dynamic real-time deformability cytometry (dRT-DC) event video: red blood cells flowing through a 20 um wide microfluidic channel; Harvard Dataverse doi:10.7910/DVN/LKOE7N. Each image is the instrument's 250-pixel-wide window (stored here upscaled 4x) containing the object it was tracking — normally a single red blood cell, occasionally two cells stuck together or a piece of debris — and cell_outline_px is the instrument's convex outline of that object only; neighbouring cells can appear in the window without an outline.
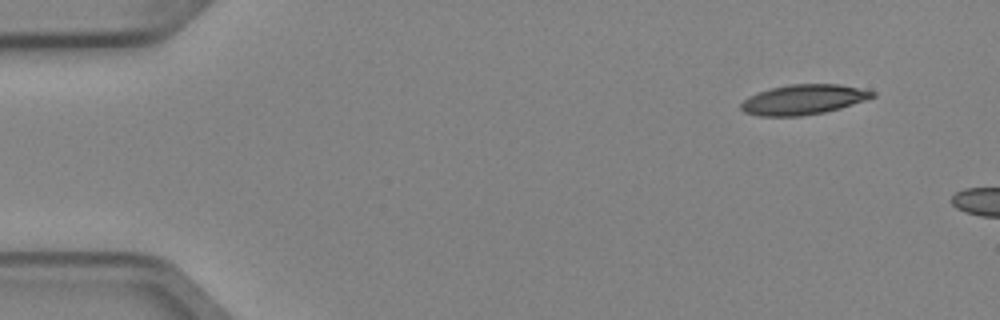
{"species": "Egyptian fruit bat (a non-hibernating species)", "species_latin": "Rousettus aegyptiacus", "temperature_condition": "cold", "stored_images_in_passage": 2, "camera_frame_rate_fps": 3000, "um_per_image_px": 0.085, "animal": {"sex": "female"}, "frame": {"image": 1, "passage_image": 1, "time_ms": 0.0, "image_size_px": [1000, 320], "cell_outline_px": [[876, 96], [840, 108], [824, 112], [800, 116], [760, 116], [744, 112], [740, 108], [740, 104], [748, 96], [772, 88], [788, 84], [840, 84], [876, 92]], "centroid_in_image_um": [68.27, 8.46], "position_along_channel_um": 16.7, "area_um2": 22.77}}